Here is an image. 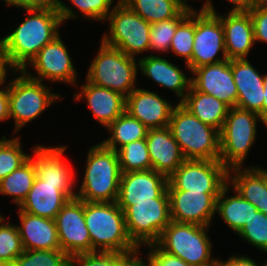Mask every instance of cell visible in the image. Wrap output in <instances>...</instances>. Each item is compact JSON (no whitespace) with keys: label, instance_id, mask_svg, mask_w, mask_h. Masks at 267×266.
<instances>
[{"label":"cell","instance_id":"obj_1","mask_svg":"<svg viewBox=\"0 0 267 266\" xmlns=\"http://www.w3.org/2000/svg\"><path fill=\"white\" fill-rule=\"evenodd\" d=\"M57 8L25 10L28 13L25 20L0 39V47L15 74L27 70L37 53L60 35L58 28L64 21L76 18L72 7L61 0H57Z\"/></svg>","mask_w":267,"mask_h":266},{"label":"cell","instance_id":"obj_2","mask_svg":"<svg viewBox=\"0 0 267 266\" xmlns=\"http://www.w3.org/2000/svg\"><path fill=\"white\" fill-rule=\"evenodd\" d=\"M84 217L92 252H119L127 255L138 252L139 248L128 236L124 211L117 202L84 201Z\"/></svg>","mask_w":267,"mask_h":266},{"label":"cell","instance_id":"obj_3","mask_svg":"<svg viewBox=\"0 0 267 266\" xmlns=\"http://www.w3.org/2000/svg\"><path fill=\"white\" fill-rule=\"evenodd\" d=\"M85 169L77 198L85 202H117L122 175L117 152L102 143L92 146Z\"/></svg>","mask_w":267,"mask_h":266},{"label":"cell","instance_id":"obj_4","mask_svg":"<svg viewBox=\"0 0 267 266\" xmlns=\"http://www.w3.org/2000/svg\"><path fill=\"white\" fill-rule=\"evenodd\" d=\"M168 127L185 159L219 160L220 131L203 123L181 103L174 107Z\"/></svg>","mask_w":267,"mask_h":266},{"label":"cell","instance_id":"obj_5","mask_svg":"<svg viewBox=\"0 0 267 266\" xmlns=\"http://www.w3.org/2000/svg\"><path fill=\"white\" fill-rule=\"evenodd\" d=\"M258 121L267 127L266 120L254 112L237 106L229 109L220 131L219 158L228 170L243 167L242 163L256 139Z\"/></svg>","mask_w":267,"mask_h":266},{"label":"cell","instance_id":"obj_6","mask_svg":"<svg viewBox=\"0 0 267 266\" xmlns=\"http://www.w3.org/2000/svg\"><path fill=\"white\" fill-rule=\"evenodd\" d=\"M137 62V63H136ZM138 59L101 42L89 65L86 81L119 92L127 97L135 88Z\"/></svg>","mask_w":267,"mask_h":266},{"label":"cell","instance_id":"obj_7","mask_svg":"<svg viewBox=\"0 0 267 266\" xmlns=\"http://www.w3.org/2000/svg\"><path fill=\"white\" fill-rule=\"evenodd\" d=\"M207 229L209 226L171 221L156 244L190 266H207L216 260L211 256L212 243Z\"/></svg>","mask_w":267,"mask_h":266},{"label":"cell","instance_id":"obj_8","mask_svg":"<svg viewBox=\"0 0 267 266\" xmlns=\"http://www.w3.org/2000/svg\"><path fill=\"white\" fill-rule=\"evenodd\" d=\"M117 204L124 211L128 236L139 249L141 245L156 243L171 222L169 198Z\"/></svg>","mask_w":267,"mask_h":266},{"label":"cell","instance_id":"obj_9","mask_svg":"<svg viewBox=\"0 0 267 266\" xmlns=\"http://www.w3.org/2000/svg\"><path fill=\"white\" fill-rule=\"evenodd\" d=\"M106 20L109 21L110 32L103 36L105 45L117 48L133 58L149 51L151 24L122 0L112 8Z\"/></svg>","mask_w":267,"mask_h":266},{"label":"cell","instance_id":"obj_10","mask_svg":"<svg viewBox=\"0 0 267 266\" xmlns=\"http://www.w3.org/2000/svg\"><path fill=\"white\" fill-rule=\"evenodd\" d=\"M19 72L20 77L8 84L9 116L15 121L13 134L61 98L52 93L42 81L30 78L22 70Z\"/></svg>","mask_w":267,"mask_h":266},{"label":"cell","instance_id":"obj_11","mask_svg":"<svg viewBox=\"0 0 267 266\" xmlns=\"http://www.w3.org/2000/svg\"><path fill=\"white\" fill-rule=\"evenodd\" d=\"M228 183V169L220 160L186 159L168 178L167 190L220 193Z\"/></svg>","mask_w":267,"mask_h":266},{"label":"cell","instance_id":"obj_12","mask_svg":"<svg viewBox=\"0 0 267 266\" xmlns=\"http://www.w3.org/2000/svg\"><path fill=\"white\" fill-rule=\"evenodd\" d=\"M221 56L216 57L219 53ZM228 60L224 29L220 18L209 12L195 13V34L191 60L186 64L192 71L197 67Z\"/></svg>","mask_w":267,"mask_h":266},{"label":"cell","instance_id":"obj_13","mask_svg":"<svg viewBox=\"0 0 267 266\" xmlns=\"http://www.w3.org/2000/svg\"><path fill=\"white\" fill-rule=\"evenodd\" d=\"M61 250L69 257L92 253L90 234L84 217V201L69 199L55 217Z\"/></svg>","mask_w":267,"mask_h":266},{"label":"cell","instance_id":"obj_14","mask_svg":"<svg viewBox=\"0 0 267 266\" xmlns=\"http://www.w3.org/2000/svg\"><path fill=\"white\" fill-rule=\"evenodd\" d=\"M170 200L171 221L210 226L216 213L220 193L167 190Z\"/></svg>","mask_w":267,"mask_h":266},{"label":"cell","instance_id":"obj_15","mask_svg":"<svg viewBox=\"0 0 267 266\" xmlns=\"http://www.w3.org/2000/svg\"><path fill=\"white\" fill-rule=\"evenodd\" d=\"M28 65L34 67L38 76H32L26 70L22 71L32 79L38 81L47 79L51 82L60 81L77 85L75 82L77 80V71H75V66L60 35L52 42L46 44Z\"/></svg>","mask_w":267,"mask_h":266},{"label":"cell","instance_id":"obj_16","mask_svg":"<svg viewBox=\"0 0 267 266\" xmlns=\"http://www.w3.org/2000/svg\"><path fill=\"white\" fill-rule=\"evenodd\" d=\"M216 14L224 29L225 49L228 60L243 59L248 56L254 42L253 23L249 12H228L227 15L216 13L214 5L207 0L200 13Z\"/></svg>","mask_w":267,"mask_h":266},{"label":"cell","instance_id":"obj_17","mask_svg":"<svg viewBox=\"0 0 267 266\" xmlns=\"http://www.w3.org/2000/svg\"><path fill=\"white\" fill-rule=\"evenodd\" d=\"M191 86L199 92L214 96L230 108L237 105V88L233 79L231 60L203 65L191 71Z\"/></svg>","mask_w":267,"mask_h":266},{"label":"cell","instance_id":"obj_18","mask_svg":"<svg viewBox=\"0 0 267 266\" xmlns=\"http://www.w3.org/2000/svg\"><path fill=\"white\" fill-rule=\"evenodd\" d=\"M66 149L62 145L57 147L37 145L33 148L35 157H30L34 160L36 176L40 180L45 184L59 185V189L73 199L77 197V193L73 191L75 173L69 163L61 158Z\"/></svg>","mask_w":267,"mask_h":266},{"label":"cell","instance_id":"obj_19","mask_svg":"<svg viewBox=\"0 0 267 266\" xmlns=\"http://www.w3.org/2000/svg\"><path fill=\"white\" fill-rule=\"evenodd\" d=\"M168 178L155 170L122 173L117 202H144L169 198Z\"/></svg>","mask_w":267,"mask_h":266},{"label":"cell","instance_id":"obj_20","mask_svg":"<svg viewBox=\"0 0 267 266\" xmlns=\"http://www.w3.org/2000/svg\"><path fill=\"white\" fill-rule=\"evenodd\" d=\"M174 107L157 93L135 88L127 97L125 111L148 129L169 125Z\"/></svg>","mask_w":267,"mask_h":266},{"label":"cell","instance_id":"obj_21","mask_svg":"<svg viewBox=\"0 0 267 266\" xmlns=\"http://www.w3.org/2000/svg\"><path fill=\"white\" fill-rule=\"evenodd\" d=\"M231 68L238 93L236 106L263 117L265 75L259 74L247 58L231 59Z\"/></svg>","mask_w":267,"mask_h":266},{"label":"cell","instance_id":"obj_22","mask_svg":"<svg viewBox=\"0 0 267 266\" xmlns=\"http://www.w3.org/2000/svg\"><path fill=\"white\" fill-rule=\"evenodd\" d=\"M145 139L149 150L151 169L157 173L169 178L186 160L168 126L148 129Z\"/></svg>","mask_w":267,"mask_h":266},{"label":"cell","instance_id":"obj_23","mask_svg":"<svg viewBox=\"0 0 267 266\" xmlns=\"http://www.w3.org/2000/svg\"><path fill=\"white\" fill-rule=\"evenodd\" d=\"M76 101L86 98L89 109L105 129L125 111L126 97L119 92L86 82L73 95Z\"/></svg>","mask_w":267,"mask_h":266},{"label":"cell","instance_id":"obj_24","mask_svg":"<svg viewBox=\"0 0 267 266\" xmlns=\"http://www.w3.org/2000/svg\"><path fill=\"white\" fill-rule=\"evenodd\" d=\"M19 235L24 250L61 249L54 219L35 216L19 210Z\"/></svg>","mask_w":267,"mask_h":266},{"label":"cell","instance_id":"obj_25","mask_svg":"<svg viewBox=\"0 0 267 266\" xmlns=\"http://www.w3.org/2000/svg\"><path fill=\"white\" fill-rule=\"evenodd\" d=\"M138 69L157 84L173 91L181 103L191 87V78L163 57L148 55L139 58Z\"/></svg>","mask_w":267,"mask_h":266},{"label":"cell","instance_id":"obj_26","mask_svg":"<svg viewBox=\"0 0 267 266\" xmlns=\"http://www.w3.org/2000/svg\"><path fill=\"white\" fill-rule=\"evenodd\" d=\"M228 184L245 200L251 202L258 211L267 215V170L256 166L229 169Z\"/></svg>","mask_w":267,"mask_h":266},{"label":"cell","instance_id":"obj_27","mask_svg":"<svg viewBox=\"0 0 267 266\" xmlns=\"http://www.w3.org/2000/svg\"><path fill=\"white\" fill-rule=\"evenodd\" d=\"M69 199L59 189V185L45 184L36 176L32 188L18 210L35 216L55 219Z\"/></svg>","mask_w":267,"mask_h":266},{"label":"cell","instance_id":"obj_28","mask_svg":"<svg viewBox=\"0 0 267 266\" xmlns=\"http://www.w3.org/2000/svg\"><path fill=\"white\" fill-rule=\"evenodd\" d=\"M181 104L203 123L221 131L230 107L214 96L196 91L192 86Z\"/></svg>","mask_w":267,"mask_h":266},{"label":"cell","instance_id":"obj_29","mask_svg":"<svg viewBox=\"0 0 267 266\" xmlns=\"http://www.w3.org/2000/svg\"><path fill=\"white\" fill-rule=\"evenodd\" d=\"M227 183L220 191L216 200V212L222 217L231 230L238 234L246 222L258 211L248 200H245L236 190L231 197H225L230 187Z\"/></svg>","mask_w":267,"mask_h":266},{"label":"cell","instance_id":"obj_30","mask_svg":"<svg viewBox=\"0 0 267 266\" xmlns=\"http://www.w3.org/2000/svg\"><path fill=\"white\" fill-rule=\"evenodd\" d=\"M106 129L111 136L101 142L105 147L117 151L125 144L145 139L148 128L138 119L124 111Z\"/></svg>","mask_w":267,"mask_h":266},{"label":"cell","instance_id":"obj_31","mask_svg":"<svg viewBox=\"0 0 267 266\" xmlns=\"http://www.w3.org/2000/svg\"><path fill=\"white\" fill-rule=\"evenodd\" d=\"M36 177L34 160L30 157L19 168L0 181L1 195L11 196L18 207L25 200Z\"/></svg>","mask_w":267,"mask_h":266},{"label":"cell","instance_id":"obj_32","mask_svg":"<svg viewBox=\"0 0 267 266\" xmlns=\"http://www.w3.org/2000/svg\"><path fill=\"white\" fill-rule=\"evenodd\" d=\"M150 24L176 17L182 9L174 0H122Z\"/></svg>","mask_w":267,"mask_h":266},{"label":"cell","instance_id":"obj_33","mask_svg":"<svg viewBox=\"0 0 267 266\" xmlns=\"http://www.w3.org/2000/svg\"><path fill=\"white\" fill-rule=\"evenodd\" d=\"M116 152L122 173L151 170L146 139L125 144Z\"/></svg>","mask_w":267,"mask_h":266},{"label":"cell","instance_id":"obj_34","mask_svg":"<svg viewBox=\"0 0 267 266\" xmlns=\"http://www.w3.org/2000/svg\"><path fill=\"white\" fill-rule=\"evenodd\" d=\"M189 15L181 11L176 17L151 24L149 50L167 52L171 46L172 38L177 26Z\"/></svg>","mask_w":267,"mask_h":266},{"label":"cell","instance_id":"obj_35","mask_svg":"<svg viewBox=\"0 0 267 266\" xmlns=\"http://www.w3.org/2000/svg\"><path fill=\"white\" fill-rule=\"evenodd\" d=\"M0 139V181L24 164L30 155L22 151L18 137Z\"/></svg>","mask_w":267,"mask_h":266},{"label":"cell","instance_id":"obj_36","mask_svg":"<svg viewBox=\"0 0 267 266\" xmlns=\"http://www.w3.org/2000/svg\"><path fill=\"white\" fill-rule=\"evenodd\" d=\"M195 34V13L189 15L177 26L169 51L185 59L187 64L192 57Z\"/></svg>","mask_w":267,"mask_h":266},{"label":"cell","instance_id":"obj_37","mask_svg":"<svg viewBox=\"0 0 267 266\" xmlns=\"http://www.w3.org/2000/svg\"><path fill=\"white\" fill-rule=\"evenodd\" d=\"M69 256L58 250H24L11 266H68Z\"/></svg>","mask_w":267,"mask_h":266},{"label":"cell","instance_id":"obj_38","mask_svg":"<svg viewBox=\"0 0 267 266\" xmlns=\"http://www.w3.org/2000/svg\"><path fill=\"white\" fill-rule=\"evenodd\" d=\"M24 249L16 225L0 219V260L12 264Z\"/></svg>","mask_w":267,"mask_h":266},{"label":"cell","instance_id":"obj_39","mask_svg":"<svg viewBox=\"0 0 267 266\" xmlns=\"http://www.w3.org/2000/svg\"><path fill=\"white\" fill-rule=\"evenodd\" d=\"M242 239L263 252H267V215L257 211L238 233Z\"/></svg>","mask_w":267,"mask_h":266},{"label":"cell","instance_id":"obj_40","mask_svg":"<svg viewBox=\"0 0 267 266\" xmlns=\"http://www.w3.org/2000/svg\"><path fill=\"white\" fill-rule=\"evenodd\" d=\"M126 255L119 252L82 253L69 257L68 266H116Z\"/></svg>","mask_w":267,"mask_h":266},{"label":"cell","instance_id":"obj_41","mask_svg":"<svg viewBox=\"0 0 267 266\" xmlns=\"http://www.w3.org/2000/svg\"><path fill=\"white\" fill-rule=\"evenodd\" d=\"M83 16L98 21H104L112 12L111 4L114 0H69Z\"/></svg>","mask_w":267,"mask_h":266},{"label":"cell","instance_id":"obj_42","mask_svg":"<svg viewBox=\"0 0 267 266\" xmlns=\"http://www.w3.org/2000/svg\"><path fill=\"white\" fill-rule=\"evenodd\" d=\"M148 263L145 266H190L177 256L163 251L156 243L148 245Z\"/></svg>","mask_w":267,"mask_h":266},{"label":"cell","instance_id":"obj_43","mask_svg":"<svg viewBox=\"0 0 267 266\" xmlns=\"http://www.w3.org/2000/svg\"><path fill=\"white\" fill-rule=\"evenodd\" d=\"M248 12L253 23L254 42L267 43V8L253 6Z\"/></svg>","mask_w":267,"mask_h":266},{"label":"cell","instance_id":"obj_44","mask_svg":"<svg viewBox=\"0 0 267 266\" xmlns=\"http://www.w3.org/2000/svg\"><path fill=\"white\" fill-rule=\"evenodd\" d=\"M6 4L23 10L28 9H58L57 0H7Z\"/></svg>","mask_w":267,"mask_h":266},{"label":"cell","instance_id":"obj_45","mask_svg":"<svg viewBox=\"0 0 267 266\" xmlns=\"http://www.w3.org/2000/svg\"><path fill=\"white\" fill-rule=\"evenodd\" d=\"M216 260L222 265V266H259L258 263H256L254 260H252L249 257H246L244 255L238 257L236 255L229 257L228 260L222 261ZM262 266V265H261Z\"/></svg>","mask_w":267,"mask_h":266},{"label":"cell","instance_id":"obj_46","mask_svg":"<svg viewBox=\"0 0 267 266\" xmlns=\"http://www.w3.org/2000/svg\"><path fill=\"white\" fill-rule=\"evenodd\" d=\"M8 85L0 89V121L9 119Z\"/></svg>","mask_w":267,"mask_h":266},{"label":"cell","instance_id":"obj_47","mask_svg":"<svg viewBox=\"0 0 267 266\" xmlns=\"http://www.w3.org/2000/svg\"><path fill=\"white\" fill-rule=\"evenodd\" d=\"M139 251L126 255L116 266H145L140 256L138 257Z\"/></svg>","mask_w":267,"mask_h":266},{"label":"cell","instance_id":"obj_48","mask_svg":"<svg viewBox=\"0 0 267 266\" xmlns=\"http://www.w3.org/2000/svg\"><path fill=\"white\" fill-rule=\"evenodd\" d=\"M234 7L230 12H248L253 6V0H228Z\"/></svg>","mask_w":267,"mask_h":266},{"label":"cell","instance_id":"obj_49","mask_svg":"<svg viewBox=\"0 0 267 266\" xmlns=\"http://www.w3.org/2000/svg\"><path fill=\"white\" fill-rule=\"evenodd\" d=\"M9 67V68H8ZM9 71L12 69L10 68V65L7 61L6 56L4 55L1 47H0V87L3 85L6 81V75H7V70Z\"/></svg>","mask_w":267,"mask_h":266},{"label":"cell","instance_id":"obj_50","mask_svg":"<svg viewBox=\"0 0 267 266\" xmlns=\"http://www.w3.org/2000/svg\"><path fill=\"white\" fill-rule=\"evenodd\" d=\"M264 101H263V118L267 122V73L264 80Z\"/></svg>","mask_w":267,"mask_h":266},{"label":"cell","instance_id":"obj_51","mask_svg":"<svg viewBox=\"0 0 267 266\" xmlns=\"http://www.w3.org/2000/svg\"><path fill=\"white\" fill-rule=\"evenodd\" d=\"M174 1L183 11H186L188 13H197V11H195L196 9H193L191 6H189L185 0H174Z\"/></svg>","mask_w":267,"mask_h":266},{"label":"cell","instance_id":"obj_52","mask_svg":"<svg viewBox=\"0 0 267 266\" xmlns=\"http://www.w3.org/2000/svg\"><path fill=\"white\" fill-rule=\"evenodd\" d=\"M254 6L267 8V0H253Z\"/></svg>","mask_w":267,"mask_h":266},{"label":"cell","instance_id":"obj_53","mask_svg":"<svg viewBox=\"0 0 267 266\" xmlns=\"http://www.w3.org/2000/svg\"><path fill=\"white\" fill-rule=\"evenodd\" d=\"M207 266H222L217 260Z\"/></svg>","mask_w":267,"mask_h":266},{"label":"cell","instance_id":"obj_54","mask_svg":"<svg viewBox=\"0 0 267 266\" xmlns=\"http://www.w3.org/2000/svg\"><path fill=\"white\" fill-rule=\"evenodd\" d=\"M0 266H11V264L0 260Z\"/></svg>","mask_w":267,"mask_h":266}]
</instances>
